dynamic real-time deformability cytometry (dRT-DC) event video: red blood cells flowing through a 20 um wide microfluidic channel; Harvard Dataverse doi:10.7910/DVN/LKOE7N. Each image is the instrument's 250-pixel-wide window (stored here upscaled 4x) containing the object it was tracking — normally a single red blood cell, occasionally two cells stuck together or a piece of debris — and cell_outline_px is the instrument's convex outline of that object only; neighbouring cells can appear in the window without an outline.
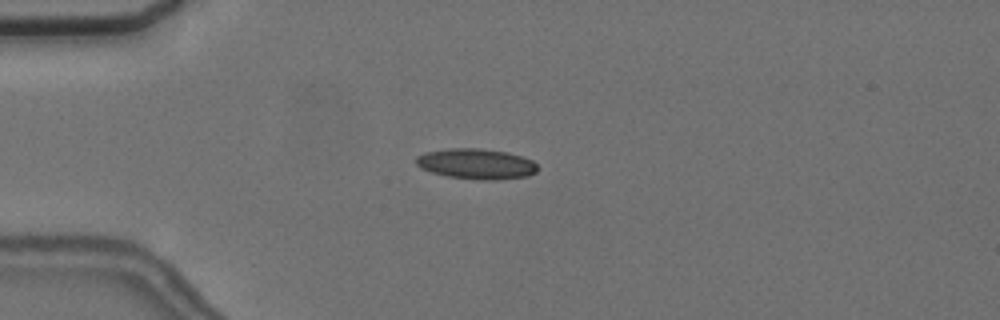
{"species": "common noctule bat (a hibernating species)", "species_latin": "Nyctalus noctula", "temperature_condition": "cold", "stored_images_in_passage": 11, "camera_frame_rate_fps": 3000, "um_per_image_px": 0.085, "animal": {"sex": "female", "body_mass_g": 24.6, "forearm_length_mm": 56.2}, "frame": {"image": 1, "passage_image": 4, "time_ms": 4.667, "image_size_px": [1000, 320], "cell_outline_px": [[536, 172], [528, 176], [496, 180], [480, 180], [448, 176], [432, 172], [420, 168], [416, 164], [416, 156], [424, 152], [448, 148], [480, 148], [508, 152], [524, 156], [532, 160], [536, 164]], "centroid_in_image_um": [40.48, 13.92], "position_along_channel_um": 44.5, "area_um2": 21.73}}
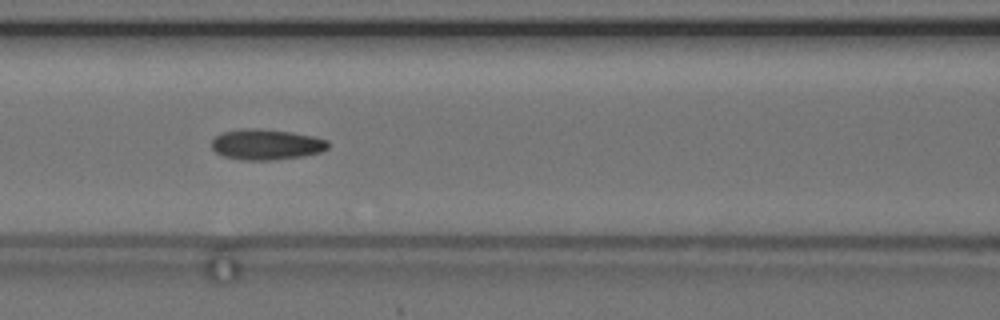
{"frame": {"image": 2, "passage_image": 7, "time_ms": 8.0, "image_size_px": [1000, 320], "cell_outline_px": [[328, 148], [320, 152], [304, 156], [272, 160], [240, 160], [224, 156], [216, 152], [212, 148], [212, 140], [220, 132], [240, 128], [256, 128], [292, 132], [312, 136], [328, 140]], "centroid_in_image_um": [22.61, 12.27], "position_along_channel_um": 144.0, "area_um2": 20.92}}